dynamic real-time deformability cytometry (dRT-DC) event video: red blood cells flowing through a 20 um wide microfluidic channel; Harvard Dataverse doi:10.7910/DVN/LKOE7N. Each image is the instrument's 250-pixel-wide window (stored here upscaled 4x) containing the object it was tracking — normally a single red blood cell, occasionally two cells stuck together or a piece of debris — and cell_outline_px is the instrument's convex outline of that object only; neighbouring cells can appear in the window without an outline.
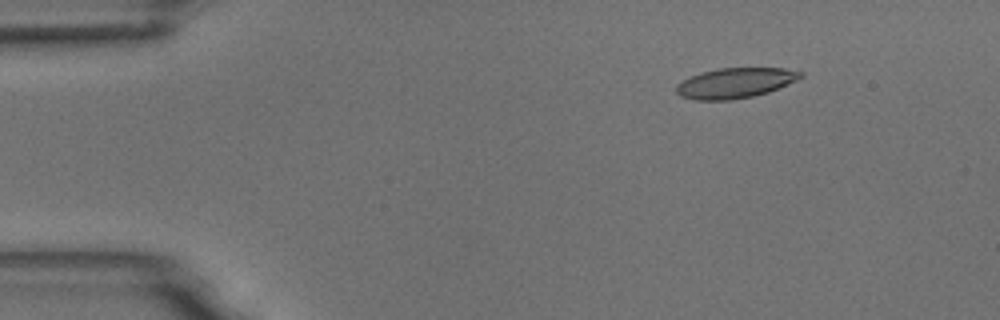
{"species": "common noctule bat (a hibernating species)", "species_latin": "Nyctalus noctula", "temperature_condition": "room temperature", "stored_images_in_passage": 8, "camera_frame_rate_fps": 3000, "um_per_image_px": 0.085, "animal": {"sex": "male", "body_mass_g": 18.8}, "frame": {"image": 1, "passage_image": 1, "time_ms": 0.0, "image_size_px": [1000, 320], "cell_outline_px": [[804, 76], [796, 80], [768, 92], [752, 96], [728, 100], [696, 100], [680, 96], [676, 92], [676, 84], [700, 72], [716, 68], [784, 68], [804, 72]], "centroid_in_image_um": [62.48, 7.04], "position_along_channel_um": 22.5, "area_um2": 21.79}}
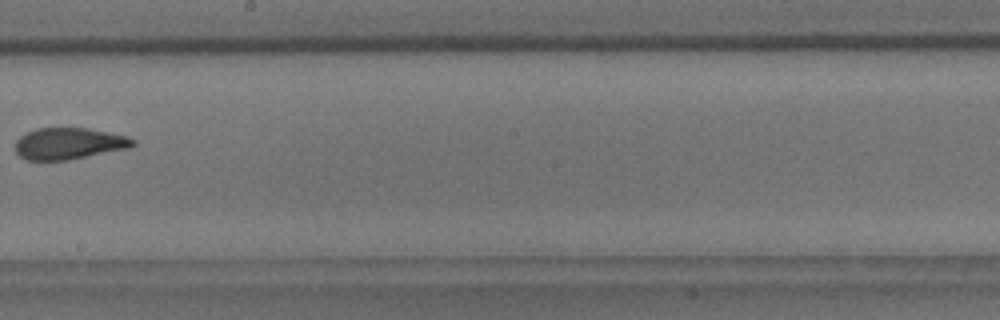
{"frame": {"image": 2, "passage_image": 7, "time_ms": 8.0, "image_size_px": [1000, 320], "cell_outline_px": [[136, 144], [128, 148], [68, 160], [28, 160], [20, 156], [16, 152], [16, 140], [20, 136], [36, 128], [88, 128], [128, 136], [136, 140]], "centroid_in_image_um": [5.87, 12.2], "position_along_channel_um": 242.3, "area_um2": 21.56}}
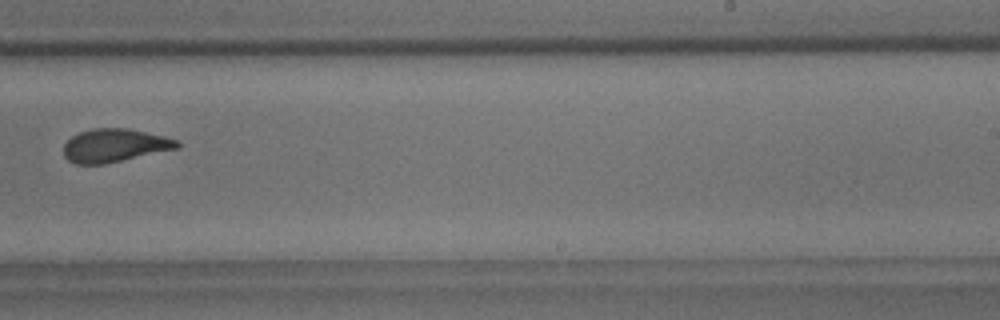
{"frame": {"image": 3, "passage_image": 8, "time_ms": 9.0, "image_size_px": [1000, 320], "cell_outline_px": [[180, 148], [104, 164], [76, 164], [68, 160], [64, 156], [64, 144], [72, 136], [80, 132], [92, 128], [128, 128], [164, 136], [176, 140], [180, 144]], "centroid_in_image_um": [9.74, 12.36], "position_along_channel_um": 279.3, "area_um2": 21.96}}